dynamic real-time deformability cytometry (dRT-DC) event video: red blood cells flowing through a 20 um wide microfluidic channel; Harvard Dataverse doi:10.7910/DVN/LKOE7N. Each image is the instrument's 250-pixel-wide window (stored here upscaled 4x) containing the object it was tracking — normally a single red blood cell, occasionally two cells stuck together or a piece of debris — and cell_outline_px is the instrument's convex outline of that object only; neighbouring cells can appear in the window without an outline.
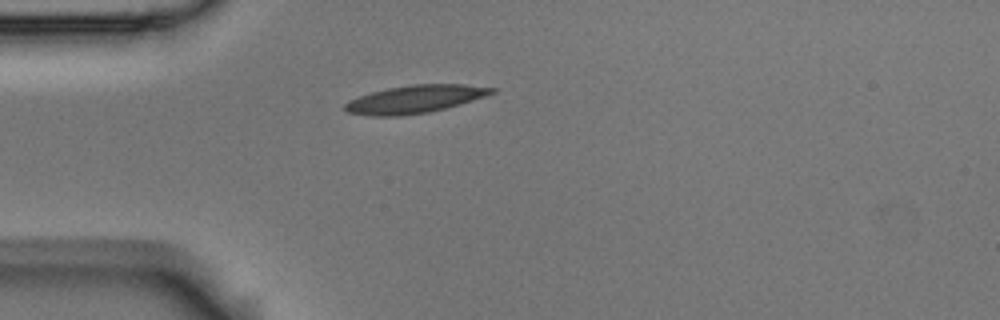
{"species": "Egyptian fruit bat (a non-hibernating species)", "species_latin": "Rousettus aegyptiacus", "temperature_condition": "room temperature", "stored_images_in_passage": 2, "camera_frame_rate_fps": 3000, "um_per_image_px": 0.085, "animal": {"sex": "male"}, "frame": {"image": 1, "passage_image": 1, "time_ms": 0.0, "image_size_px": [1000, 320], "cell_outline_px": [[496, 92], [460, 104], [428, 112], [400, 116], [368, 116], [348, 112], [344, 108], [344, 104], [348, 100], [372, 92], [388, 88], [412, 84], [464, 84], [496, 88]], "centroid_in_image_um": [35.25, 8.43], "position_along_channel_um": 49.8, "area_um2": 23.64}}